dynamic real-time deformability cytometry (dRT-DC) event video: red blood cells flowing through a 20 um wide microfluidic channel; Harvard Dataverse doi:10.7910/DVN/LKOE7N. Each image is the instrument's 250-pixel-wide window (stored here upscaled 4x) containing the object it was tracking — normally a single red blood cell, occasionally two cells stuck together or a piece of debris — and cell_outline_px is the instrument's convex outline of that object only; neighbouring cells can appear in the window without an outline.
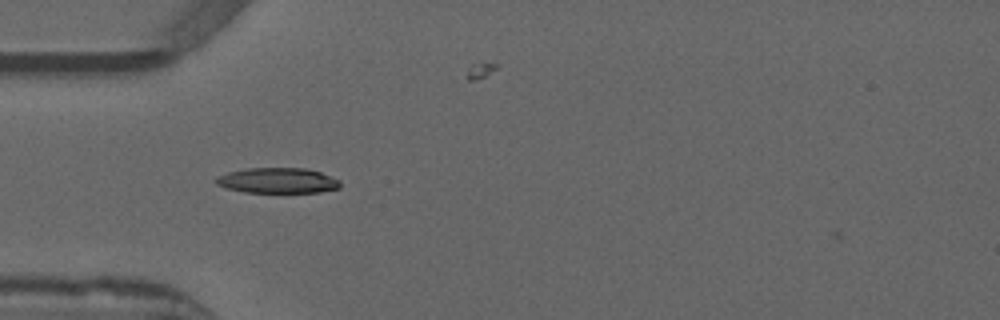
{"species": "common noctule bat (a hibernating species)", "species_latin": "Nyctalus noctula", "temperature_condition": "warm", "stored_images_in_passage": 40, "camera_frame_rate_fps": 3000, "um_per_image_px": 0.085, "animal": {"sex": "male", "forearm_length_mm": 52.5}, "frame": {"image": 1, "passage_image": 3, "time_ms": 0.667, "image_size_px": [1000, 320], "cell_outline_px": [[340, 188], [320, 192], [244, 192], [224, 188], [216, 184], [216, 176], [228, 172], [248, 168], [304, 168], [320, 172], [340, 180]], "centroid_in_image_um": [23.58, 15.35], "position_along_channel_um": 61.4, "area_um2": 18.38}}
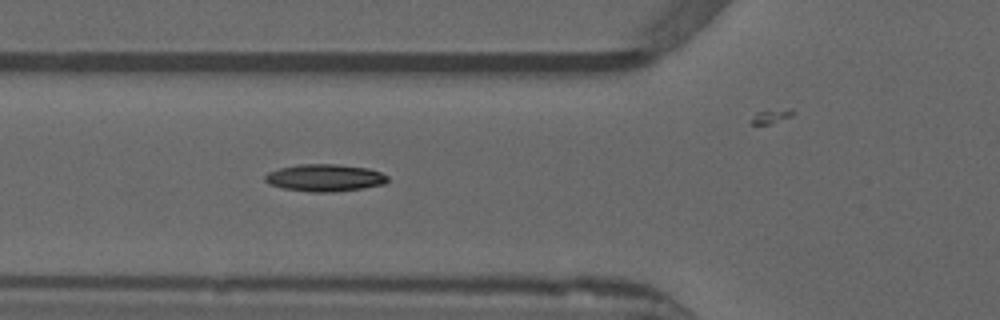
{"frame": {"image": 2, "passage_image": 6, "time_ms": 1.667, "image_size_px": [1000, 320], "cell_outline_px": [[388, 180], [384, 184], [360, 188], [332, 192], [312, 192], [284, 188], [268, 184], [264, 180], [264, 176], [268, 172], [280, 168], [300, 164], [336, 164], [368, 168], [380, 172], [388, 176]], "centroid_in_image_um": [27.59, 15.1], "position_along_channel_um": 98.2, "area_um2": 19.31}}
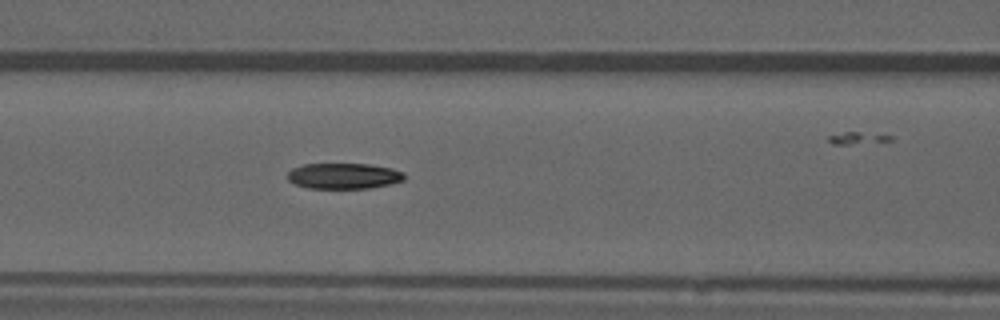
{"frame": {"image": 3, "passage_image": 9, "time_ms": 2.667, "image_size_px": [1000, 320], "cell_outline_px": [[404, 180], [388, 184], [368, 188], [308, 188], [296, 184], [288, 180], [288, 172], [292, 168], [304, 164], [368, 164], [392, 168], [404, 172]], "centroid_in_image_um": [29.21, 14.95], "position_along_channel_um": 137.4, "area_um2": 17.4}, "authors_computed_cell_mechanics": {"area_um2": 18.3804, "velocity_mm_per_s": 3.8951, "shape_relaxation_time_tau1_ms": null, "shape_relaxation_time_tau2_ms": 4.7864, "deformation_change_tau1": null, "deformation_change_tau2": 0.1198}}